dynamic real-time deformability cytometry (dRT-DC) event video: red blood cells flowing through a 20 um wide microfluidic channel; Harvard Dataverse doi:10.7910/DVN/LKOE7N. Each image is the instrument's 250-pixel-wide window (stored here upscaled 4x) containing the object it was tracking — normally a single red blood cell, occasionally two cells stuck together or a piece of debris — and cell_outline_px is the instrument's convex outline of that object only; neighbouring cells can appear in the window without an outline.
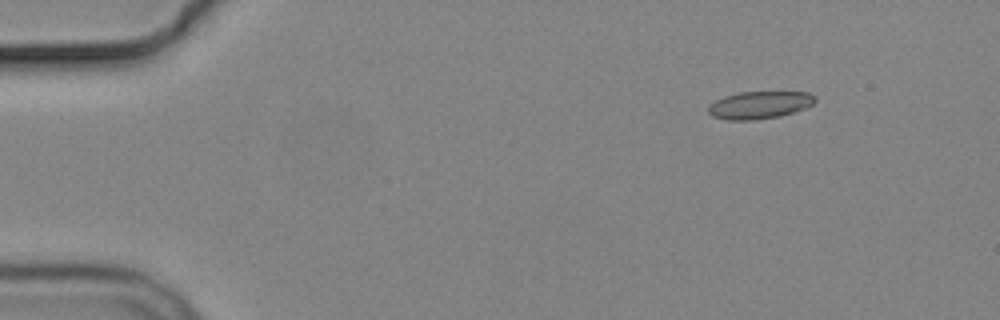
{"species": "common noctule bat (a hibernating species)", "species_latin": "Nyctalus noctula", "temperature_condition": "cold", "stored_images_in_passage": 4, "camera_frame_rate_fps": 3000, "um_per_image_px": 0.085, "animal": {"sex": "male", "body_mass_g": 19.2, "forearm_length_mm": 51.8}, "frame": {"image": 1, "passage_image": 2, "time_ms": 1.667, "image_size_px": [1000, 320], "cell_outline_px": [[816, 100], [812, 104], [804, 108], [780, 116], [756, 120], [728, 120], [712, 116], [708, 112], [708, 104], [724, 96], [740, 92], [808, 92], [816, 96]], "centroid_in_image_um": [64.53, 8.92], "position_along_channel_um": 20.5, "area_um2": 17.11}}
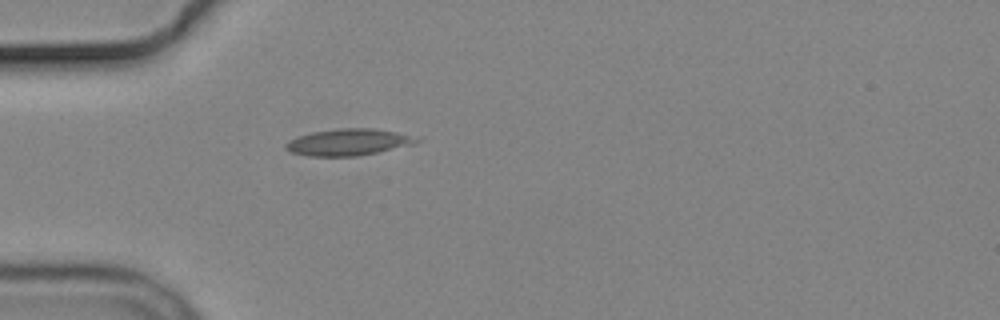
{"frame": {"image": 2, "passage_image": 4, "time_ms": 5.0, "image_size_px": [1000, 320], "cell_outline_px": [[424, 140], [416, 144], [356, 156], [308, 156], [292, 152], [284, 148], [284, 144], [288, 140], [312, 132], [340, 128], [372, 128], [424, 136]], "centroid_in_image_um": [29.73, 12.07], "position_along_channel_um": 55.3, "area_um2": 20.63}}